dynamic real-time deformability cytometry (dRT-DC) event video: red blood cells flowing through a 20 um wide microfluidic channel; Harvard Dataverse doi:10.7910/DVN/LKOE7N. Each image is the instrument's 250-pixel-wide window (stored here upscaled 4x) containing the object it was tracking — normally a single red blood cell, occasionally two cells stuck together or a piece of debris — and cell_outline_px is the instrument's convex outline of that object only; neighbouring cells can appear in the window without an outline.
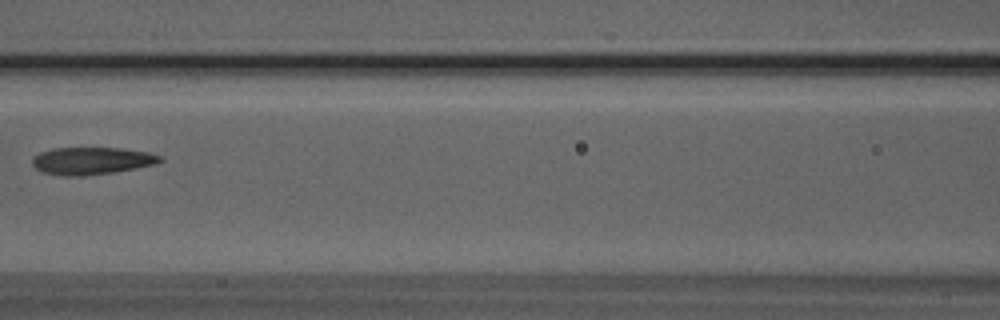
{"species": "Egyptian fruit bat (a non-hibernating species)", "species_latin": "Rousettus aegyptiacus", "temperature_condition": "room temperature", "stored_images_in_passage": 4, "camera_frame_rate_fps": 3000, "um_per_image_px": 0.085, "animal": {"sex": "male"}, "frame": {"image": 1, "passage_image": 3, "time_ms": 0.667, "image_size_px": [1000, 320], "cell_outline_px": [[164, 160], [156, 164], [136, 168], [112, 172], [80, 176], [60, 176], [40, 172], [32, 164], [32, 156], [40, 152], [52, 148], [120, 148], [148, 152], [160, 156]], "centroid_in_image_um": [7.75, 13.67], "position_along_channel_um": 158.9, "area_um2": 20.46}}